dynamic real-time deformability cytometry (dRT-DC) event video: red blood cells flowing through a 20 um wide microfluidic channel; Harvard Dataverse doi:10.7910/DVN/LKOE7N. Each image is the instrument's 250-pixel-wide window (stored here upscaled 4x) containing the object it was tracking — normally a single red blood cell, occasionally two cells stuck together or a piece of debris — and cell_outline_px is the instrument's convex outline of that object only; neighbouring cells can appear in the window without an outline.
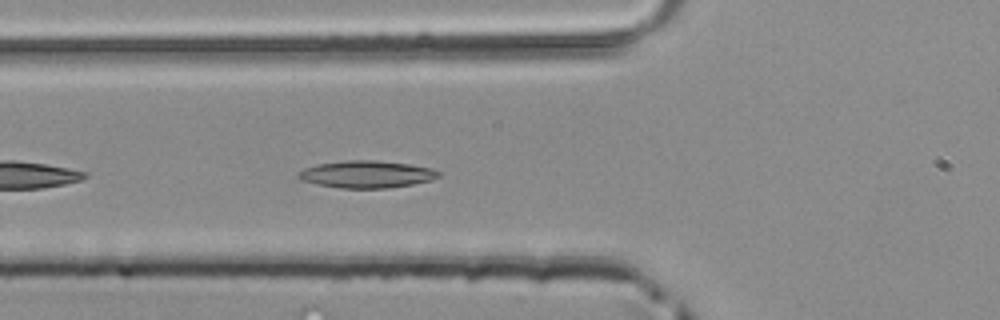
{"species": "common noctule bat (a hibernating species)", "species_latin": "Nyctalus noctula", "temperature_condition": "room temperature", "stored_images_in_passage": 22, "camera_frame_rate_fps": 3000, "um_per_image_px": 0.085, "animal": {"sex": "male", "body_mass_g": 20.4}, "frame": {"image": 1, "passage_image": 4, "time_ms": 1.0, "image_size_px": [1000, 320], "cell_outline_px": [[440, 176], [432, 180], [412, 184], [388, 188], [340, 188], [316, 184], [300, 180], [296, 176], [304, 168], [316, 164], [348, 160], [376, 160], [408, 164], [432, 168], [440, 172]], "centroid_in_image_um": [31.15, 14.81], "position_along_channel_um": 94.6, "area_um2": 22.25}}
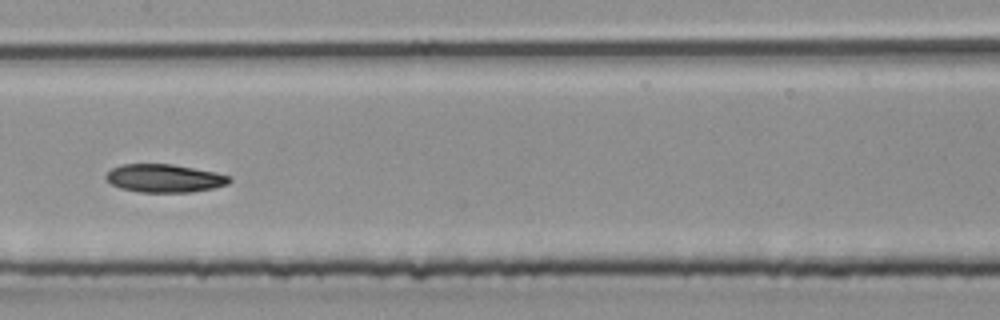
{"frame": {"image": 2, "passage_image": 11, "time_ms": 3.333, "image_size_px": [1000, 320], "cell_outline_px": [[232, 180], [228, 184], [212, 188], [192, 192], [140, 192], [120, 188], [104, 180], [104, 176], [112, 168], [120, 164], [172, 164], [212, 172], [228, 176]], "centroid_in_image_um": [13.91, 15.15], "position_along_channel_um": 193.5, "area_um2": 20.11}}
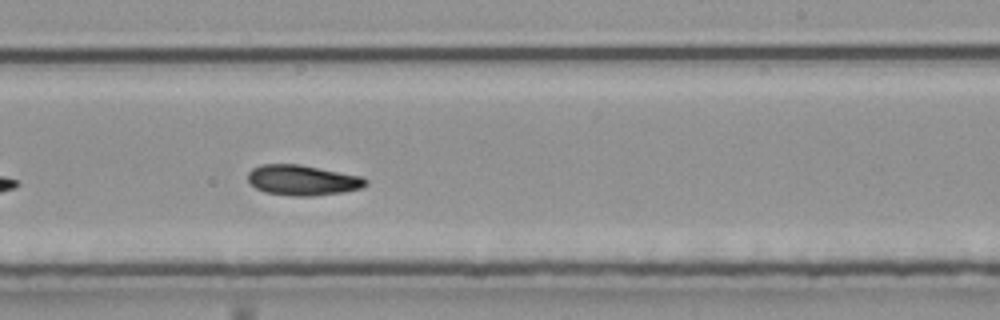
{"frame": {"image": 3, "passage_image": 16, "time_ms": 5.0, "image_size_px": [1000, 320], "cell_outline_px": [[368, 184], [360, 188], [344, 192], [312, 196], [292, 196], [264, 192], [256, 188], [248, 180], [248, 172], [252, 168], [260, 164], [300, 164], [364, 176], [368, 180]], "centroid_in_image_um": [25.74, 15.31], "position_along_channel_um": 263.3, "area_um2": 21.1}}